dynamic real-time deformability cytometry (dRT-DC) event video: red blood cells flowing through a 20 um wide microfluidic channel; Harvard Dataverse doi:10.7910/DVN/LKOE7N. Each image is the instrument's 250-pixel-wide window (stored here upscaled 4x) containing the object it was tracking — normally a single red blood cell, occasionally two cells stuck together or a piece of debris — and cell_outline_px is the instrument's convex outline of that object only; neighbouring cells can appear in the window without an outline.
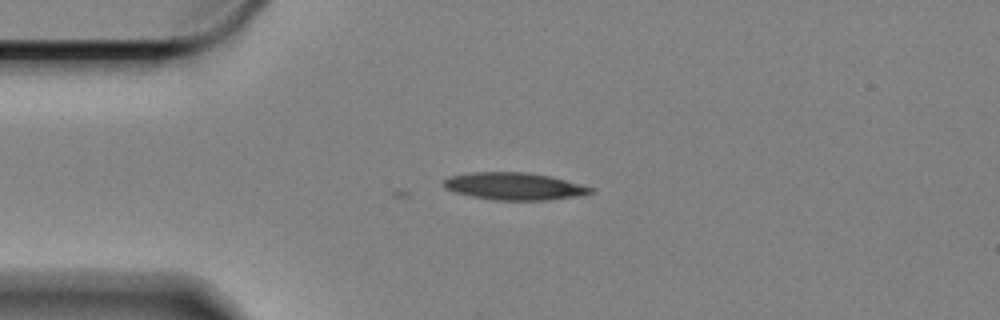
{"species": "Egyptian fruit bat (a non-hibernating species)", "species_latin": "Rousettus aegyptiacus", "temperature_condition": "cold", "stored_images_in_passage": 3, "camera_frame_rate_fps": 3000, "um_per_image_px": 0.085, "animal": {"sex": "female"}, "frame": {"image": 1, "passage_image": 1, "time_ms": 0.0, "image_size_px": [1000, 320], "cell_outline_px": [[596, 188], [592, 192], [572, 196], [544, 200], [496, 200], [472, 196], [456, 192], [448, 188], [444, 184], [444, 180], [448, 176], [472, 172], [528, 172], [552, 176]], "centroid_in_image_um": [43.72, 15.81], "position_along_channel_um": 41.3, "area_um2": 23.12}}